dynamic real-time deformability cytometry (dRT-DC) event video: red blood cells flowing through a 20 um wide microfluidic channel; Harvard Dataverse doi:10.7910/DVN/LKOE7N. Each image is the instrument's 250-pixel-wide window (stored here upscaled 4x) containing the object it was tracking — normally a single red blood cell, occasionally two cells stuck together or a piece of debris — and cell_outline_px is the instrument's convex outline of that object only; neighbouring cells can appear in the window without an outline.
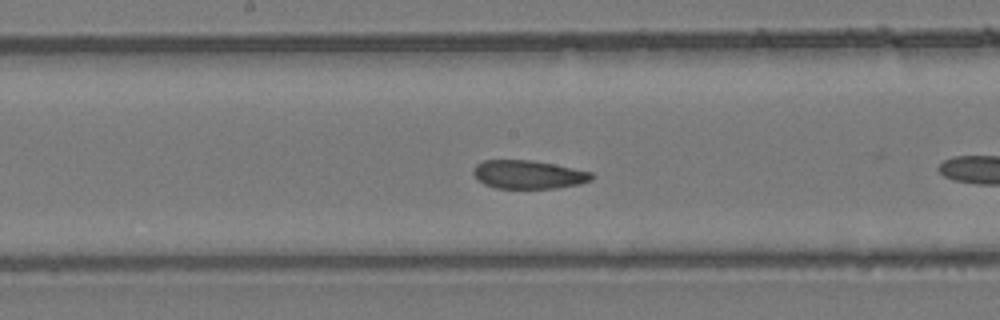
{"species": "common noctule bat (a hibernating species)", "species_latin": "Nyctalus noctula", "temperature_condition": "room temperature", "stored_images_in_passage": 15, "camera_frame_rate_fps": 3000, "um_per_image_px": 0.085, "animal": {"sex": "female", "body_mass_g": 24.6, "forearm_length_mm": 56.2}, "frame": {"image": 1, "passage_image": 11, "time_ms": 3.333, "image_size_px": [1000, 320], "cell_outline_px": [[596, 176], [592, 180], [580, 184], [556, 188], [496, 188], [484, 184], [476, 180], [472, 172], [472, 168], [476, 164], [484, 160], [532, 160], [592, 172]], "centroid_in_image_um": [44.89, 14.84], "position_along_channel_um": 203.3, "area_um2": 19.77}}